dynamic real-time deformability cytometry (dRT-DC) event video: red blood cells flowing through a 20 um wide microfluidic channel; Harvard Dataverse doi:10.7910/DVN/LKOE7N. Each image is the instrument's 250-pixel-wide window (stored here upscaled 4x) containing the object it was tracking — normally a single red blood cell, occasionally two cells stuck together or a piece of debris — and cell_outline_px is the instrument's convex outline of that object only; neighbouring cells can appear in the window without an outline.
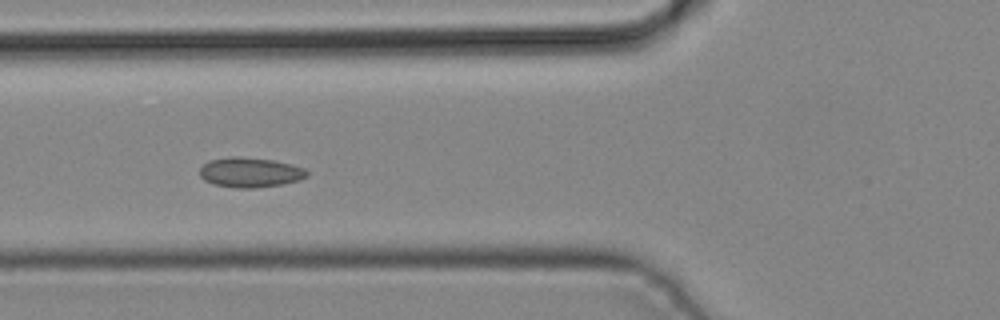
{"species": "common noctule bat (a hibernating species)", "species_latin": "Nyctalus noctula", "temperature_condition": "cold", "stored_images_in_passage": 4, "camera_frame_rate_fps": 3000, "um_per_image_px": 0.085, "animal": {"sex": "male", "body_mass_g": 19.2, "forearm_length_mm": 51.8}, "frame": {"image": 1, "passage_image": 4, "time_ms": 1.0, "image_size_px": [1000, 320], "cell_outline_px": [[308, 176], [300, 180], [284, 184], [252, 188], [236, 188], [212, 184], [204, 180], [200, 176], [200, 168], [208, 160], [228, 156], [240, 156], [272, 160], [292, 164], [304, 168], [308, 172]], "centroid_in_image_um": [21.25, 14.65], "position_along_channel_um": 104.5, "area_um2": 18.9}}